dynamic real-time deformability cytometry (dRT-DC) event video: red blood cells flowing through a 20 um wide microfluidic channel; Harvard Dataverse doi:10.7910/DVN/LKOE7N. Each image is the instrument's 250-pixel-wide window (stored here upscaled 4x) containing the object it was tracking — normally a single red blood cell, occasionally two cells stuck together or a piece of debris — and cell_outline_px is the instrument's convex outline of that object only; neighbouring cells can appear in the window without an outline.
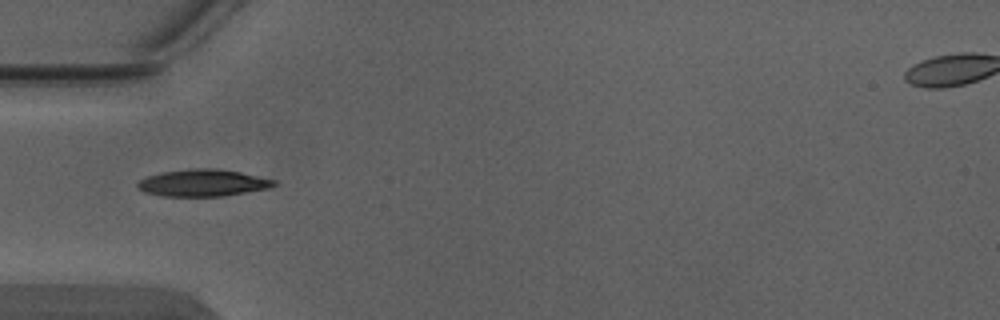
{"species": "Egyptian fruit bat (a non-hibernating species)", "species_latin": "Rousettus aegyptiacus", "temperature_condition": "warm", "stored_images_in_passage": 4, "camera_frame_rate_fps": 3000, "um_per_image_px": 0.085, "animal": {"sex": "male"}, "frame": {"image": 1, "passage_image": 3, "time_ms": 0.667, "image_size_px": [1000, 320], "cell_outline_px": [[280, 184], [272, 188], [224, 196], [160, 196], [144, 192], [136, 188], [136, 184], [140, 180], [148, 176], [160, 172], [192, 168], [216, 168], [240, 172], [276, 180]], "centroid_in_image_um": [17.27, 15.55], "position_along_channel_um": 67.7, "area_um2": 21.79}}
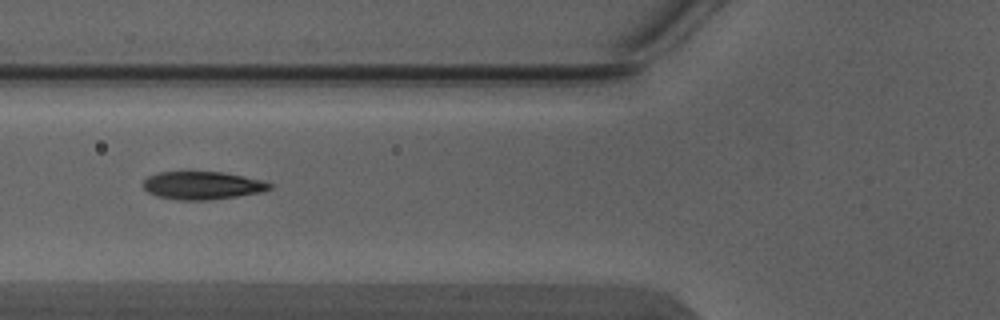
{"frame": {"image": 2, "passage_image": 4, "time_ms": 1.0, "image_size_px": [1000, 320], "cell_outline_px": [[276, 184], [272, 188], [260, 192], [236, 196], [208, 200], [176, 200], [156, 196], [148, 192], [144, 188], [144, 180], [148, 176], [160, 172], [224, 172], [244, 176]], "centroid_in_image_um": [17.21, 15.76], "position_along_channel_um": 108.6, "area_um2": 20.58}}